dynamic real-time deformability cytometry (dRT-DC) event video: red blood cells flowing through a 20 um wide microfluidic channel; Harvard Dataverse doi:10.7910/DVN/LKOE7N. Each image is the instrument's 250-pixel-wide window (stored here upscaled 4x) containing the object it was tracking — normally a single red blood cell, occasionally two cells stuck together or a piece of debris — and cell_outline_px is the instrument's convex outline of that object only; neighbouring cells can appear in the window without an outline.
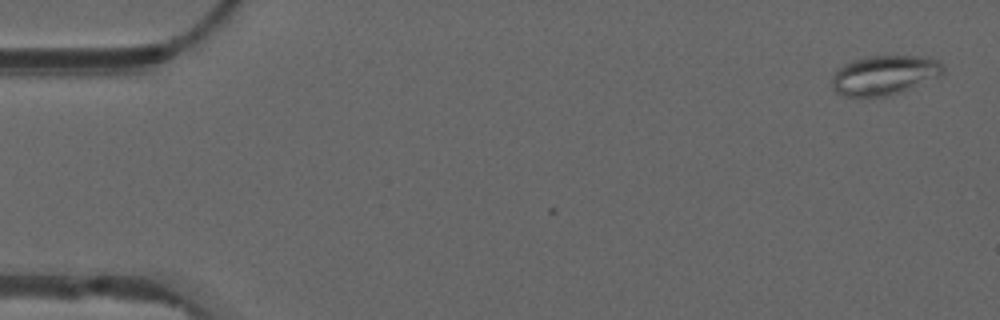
{"species": "common noctule bat (a hibernating species)", "species_latin": "Nyctalus noctula", "temperature_condition": "warm", "stored_images_in_passage": 6, "camera_frame_rate_fps": 3000, "um_per_image_px": 0.085, "animal": {"sex": "male", "forearm_length_mm": 52.5}, "frame": {"image": 1, "passage_image": 1, "time_ms": 0.0, "image_size_px": [1000, 320], "cell_outline_px": [[944, 72], [940, 76], [900, 92], [888, 96], [844, 96], [836, 92], [832, 88], [832, 76], [836, 68], [852, 60], [868, 56], [928, 56], [940, 60], [944, 64]], "centroid_in_image_um": [75.18, 6.36], "position_along_channel_um": 9.8, "area_um2": 25.84}}